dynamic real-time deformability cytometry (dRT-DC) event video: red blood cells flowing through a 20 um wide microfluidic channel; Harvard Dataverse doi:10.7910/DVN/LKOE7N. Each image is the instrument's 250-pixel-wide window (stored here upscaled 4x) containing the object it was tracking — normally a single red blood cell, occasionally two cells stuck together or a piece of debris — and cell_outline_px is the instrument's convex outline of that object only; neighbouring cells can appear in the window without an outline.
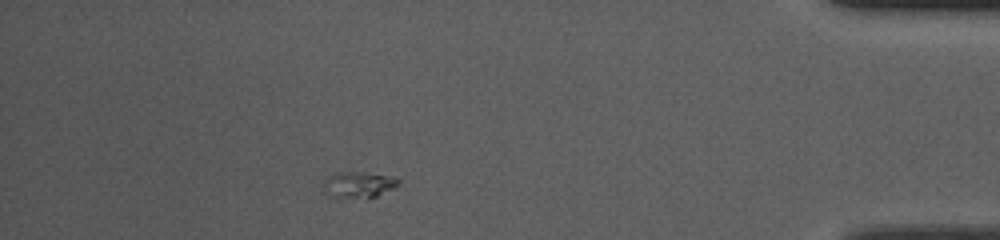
{"species": "common noctule bat (a hibernating species)", "species_latin": "Nyctalus noctula", "temperature_condition": "room temperature", "stored_images_in_passage": 43, "camera_frame_rate_fps": 3000, "um_per_image_px": 0.085, "animal": {"sex": "female", "body_mass_g": 10.0, "forearm_length_mm": 53.1}, "frame": {"image": 1, "passage_image": 37, "time_ms": 12.0, "image_size_px": [1000, 240], "cell_outline_px": [[400, 184], [376, 196], [332, 196], [324, 188], [324, 184], [328, 176], [336, 172], [360, 172], [396, 176], [400, 180]], "centroid_in_image_um": [30.55, 15.64], "position_along_channel_um": 404.7, "area_um2": 10.87}}